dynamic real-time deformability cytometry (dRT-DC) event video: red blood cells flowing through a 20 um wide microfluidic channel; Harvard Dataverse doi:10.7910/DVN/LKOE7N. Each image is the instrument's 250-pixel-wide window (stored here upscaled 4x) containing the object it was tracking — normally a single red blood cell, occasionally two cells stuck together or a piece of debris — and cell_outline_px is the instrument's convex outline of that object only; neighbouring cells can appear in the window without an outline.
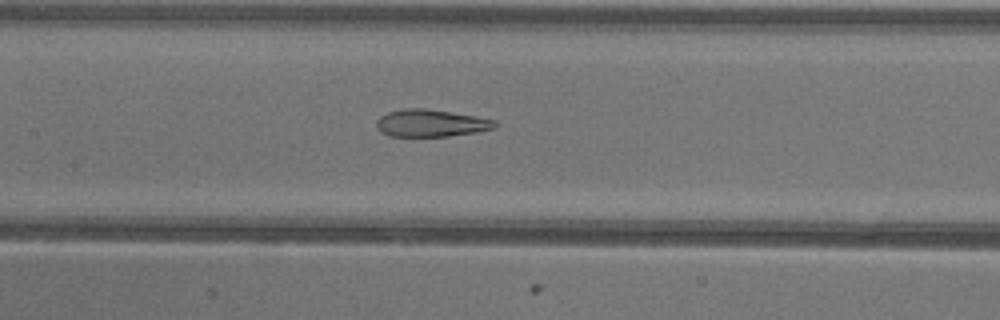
{"species": "common noctule bat (a hibernating species)", "species_latin": "Nyctalus noctula", "temperature_condition": "warm", "stored_images_in_passage": 43, "camera_frame_rate_fps": 3000, "um_per_image_px": 0.085, "animal": {"sex": "female"}, "frame": {"image": 1, "passage_image": 15, "time_ms": 4.667, "image_size_px": [1000, 320], "cell_outline_px": [[496, 128], [476, 132], [448, 136], [388, 136], [380, 132], [376, 128], [376, 120], [380, 116], [388, 112], [404, 108], [424, 108], [476, 116], [496, 120]], "centroid_in_image_um": [36.6, 10.47], "position_along_channel_um": 170.8, "area_um2": 18.9}}
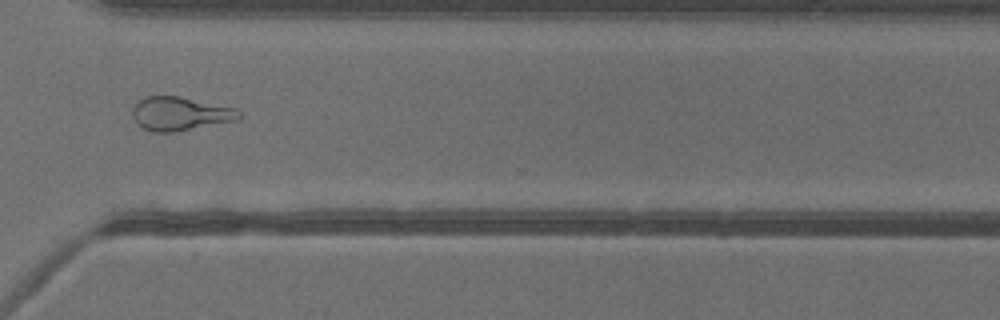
{"frame": {"image": 2, "passage_image": 29, "time_ms": 9.333, "image_size_px": [1000, 320], "cell_outline_px": [[240, 116], [236, 120], [176, 132], [152, 132], [136, 124], [132, 116], [132, 108], [144, 96], [180, 96], [236, 108], [240, 112]], "centroid_in_image_um": [15.28, 9.66], "position_along_channel_um": 355.3, "area_um2": 20.92}}
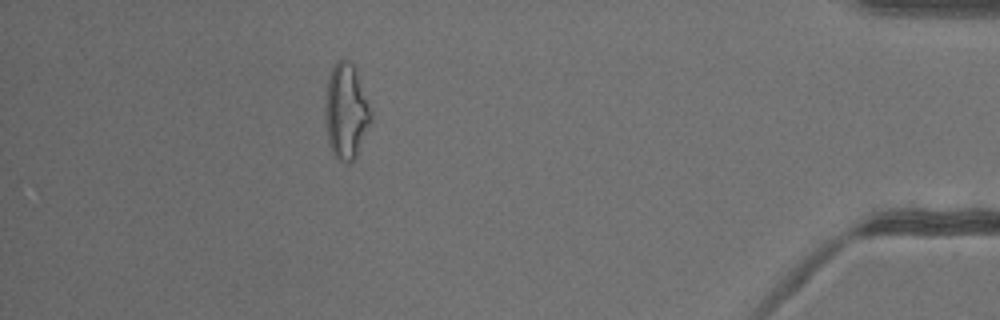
{"frame": {"image": 3, "passage_image": 37, "time_ms": 12.0, "image_size_px": [1000, 320], "cell_outline_px": [[372, 116], [356, 156], [348, 164], [344, 164], [332, 152], [328, 140], [324, 120], [324, 108], [328, 76], [336, 60], [348, 60], [352, 64], [356, 72], [372, 112]], "centroid_in_image_um": [29.38, 9.47], "position_along_channel_um": 405.8, "area_um2": 25.2}, "authors_computed_cell_mechanics": {"area_um2": 21.964, "velocity_mm_per_s": 3.9703, "shape_relaxation_time_tau1_ms": null, "shape_relaxation_time_tau2_ms": 2.0972, "deformation_change_tau1": null, "deformation_change_tau2": 0.0978}}